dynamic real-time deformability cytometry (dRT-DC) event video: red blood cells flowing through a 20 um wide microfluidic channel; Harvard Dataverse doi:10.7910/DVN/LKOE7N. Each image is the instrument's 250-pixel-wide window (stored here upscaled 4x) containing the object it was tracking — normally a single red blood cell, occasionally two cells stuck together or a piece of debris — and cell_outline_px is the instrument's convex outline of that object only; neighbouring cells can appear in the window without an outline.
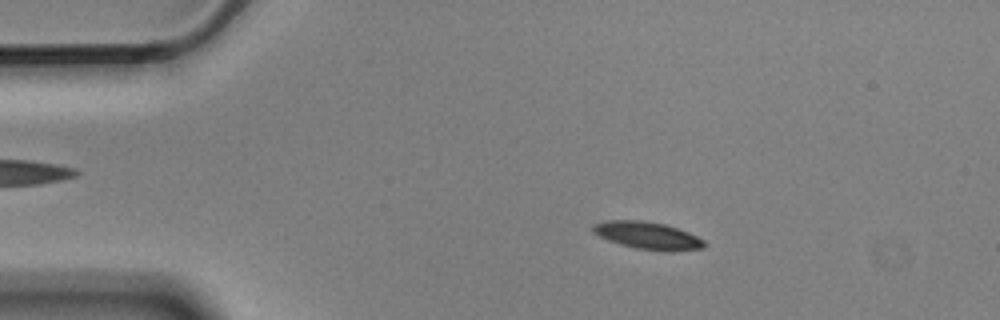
{"species": "Egyptian fruit bat (a non-hibernating species)", "species_latin": "Rousettus aegyptiacus", "temperature_condition": "cold", "stored_images_in_passage": 5, "camera_frame_rate_fps": 3000, "um_per_image_px": 0.085, "animal": {"sex": "male"}, "frame": {"image": 1, "passage_image": 2, "time_ms": 0.333, "image_size_px": [1000, 320], "cell_outline_px": [[708, 244], [704, 248], [672, 252], [660, 252], [636, 248], [620, 244], [608, 240], [592, 232], [592, 224], [604, 220], [640, 220], [664, 224], [688, 232], [704, 240]], "centroid_in_image_um": [55.06, 20.03], "position_along_channel_um": 29.9, "area_um2": 18.03}}
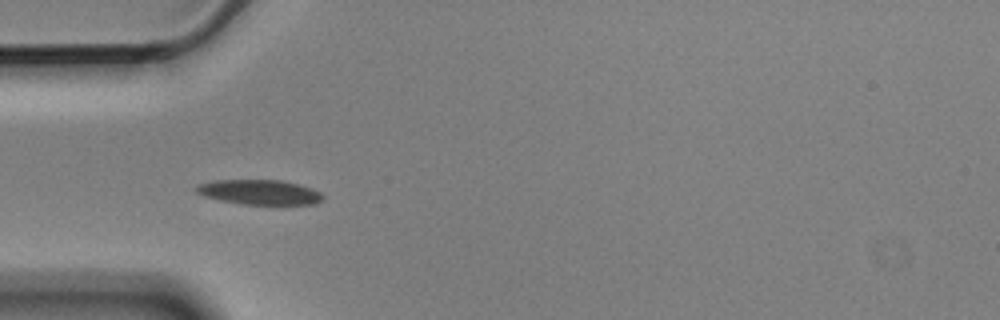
{"frame": {"image": 2, "passage_image": 4, "time_ms": 1.0, "image_size_px": [1000, 320], "cell_outline_px": [[324, 196], [316, 204], [240, 204], [220, 200], [204, 196], [196, 192], [192, 188], [196, 184], [212, 180], [280, 180], [312, 188], [320, 192]], "centroid_in_image_um": [21.98, 16.33], "position_along_channel_um": 63.0, "area_um2": 18.38}}
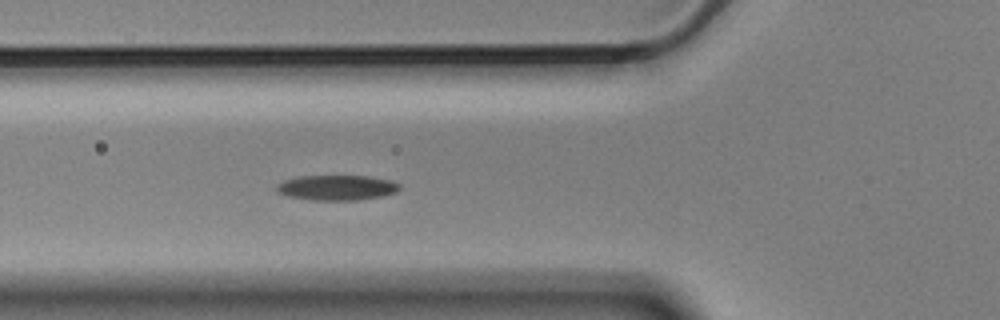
{"frame": {"image": 3, "passage_image": 5, "time_ms": 1.333, "image_size_px": [1000, 320], "cell_outline_px": [[400, 188], [396, 192], [384, 196], [356, 200], [312, 200], [288, 196], [280, 192], [276, 188], [284, 180], [300, 176], [368, 176], [392, 180], [400, 184]], "centroid_in_image_um": [28.7, 15.95], "position_along_channel_um": 97.1, "area_um2": 17.92}}